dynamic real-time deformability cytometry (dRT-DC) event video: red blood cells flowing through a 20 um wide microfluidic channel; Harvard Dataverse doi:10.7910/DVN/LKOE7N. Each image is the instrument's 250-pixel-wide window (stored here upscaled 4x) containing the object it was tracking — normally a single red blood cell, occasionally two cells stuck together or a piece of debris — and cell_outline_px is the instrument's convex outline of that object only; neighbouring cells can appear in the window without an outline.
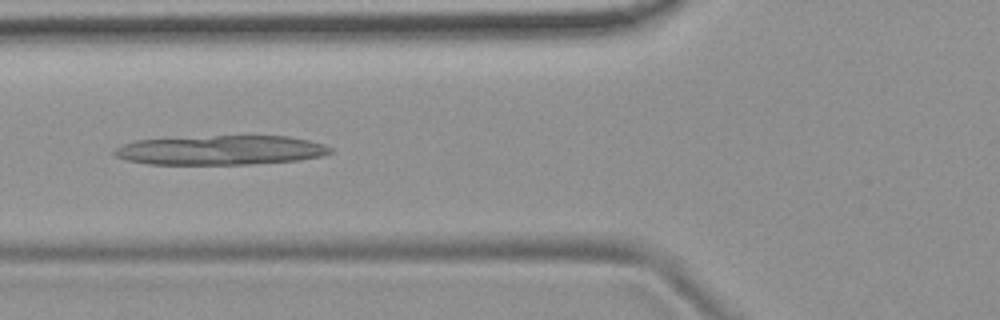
{"species": "common noctule bat (a hibernating species)", "species_latin": "Nyctalus noctula", "temperature_condition": "room temperature", "stored_images_in_passage": 42, "camera_frame_rate_fps": 3000, "um_per_image_px": 0.085, "animal": {"sex": "female", "body_mass_g": 19.9}, "frame": {"image": 1, "passage_image": 12, "time_ms": 3.667, "image_size_px": [1000, 320], "cell_outline_px": [[332, 152], [320, 156], [296, 160], [252, 164], [148, 164], [128, 160], [116, 156], [112, 152], [120, 144], [136, 140], [212, 136], [288, 136], [308, 140], [324, 144], [332, 148]], "centroid_in_image_um": [18.75, 12.76], "position_along_channel_um": 107.1, "area_um2": 36.82}}
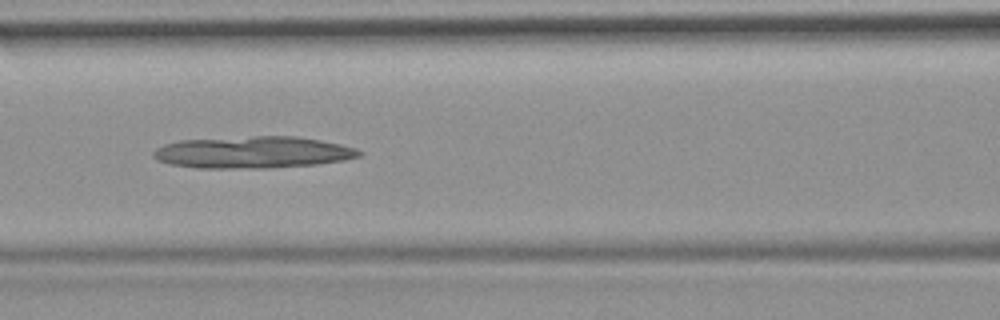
{"frame": {"image": 2, "passage_image": 15, "time_ms": 4.667, "image_size_px": [1000, 320], "cell_outline_px": [[364, 152], [360, 156], [344, 160], [316, 164], [268, 168], [196, 168], [168, 164], [156, 160], [152, 156], [152, 152], [156, 148], [164, 144], [180, 140], [252, 136], [296, 136], [320, 140], [340, 144], [356, 148]], "centroid_in_image_um": [21.46, 12.95], "position_along_channel_um": 145.1, "area_um2": 38.44}}
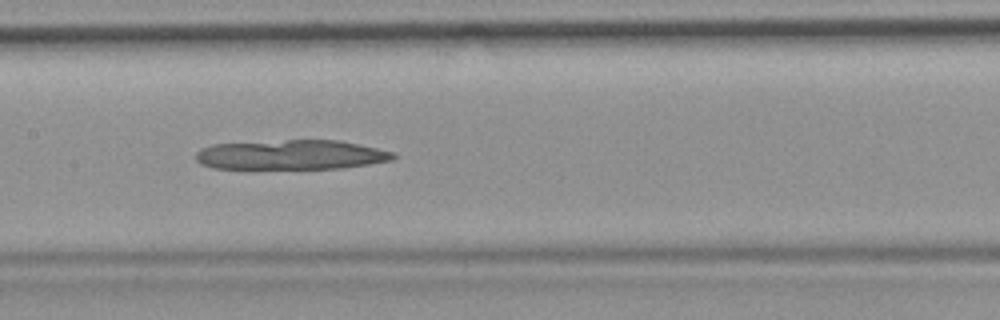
{"frame": {"image": 3, "passage_image": 18, "time_ms": 5.667, "image_size_px": [1000, 320], "cell_outline_px": [[396, 156], [392, 160], [344, 168], [252, 172], [248, 172], [212, 168], [200, 164], [196, 160], [196, 152], [200, 148], [212, 144], [288, 140], [336, 140], [396, 152]], "centroid_in_image_um": [24.62, 13.22], "position_along_channel_um": 182.8, "area_um2": 35.89}}